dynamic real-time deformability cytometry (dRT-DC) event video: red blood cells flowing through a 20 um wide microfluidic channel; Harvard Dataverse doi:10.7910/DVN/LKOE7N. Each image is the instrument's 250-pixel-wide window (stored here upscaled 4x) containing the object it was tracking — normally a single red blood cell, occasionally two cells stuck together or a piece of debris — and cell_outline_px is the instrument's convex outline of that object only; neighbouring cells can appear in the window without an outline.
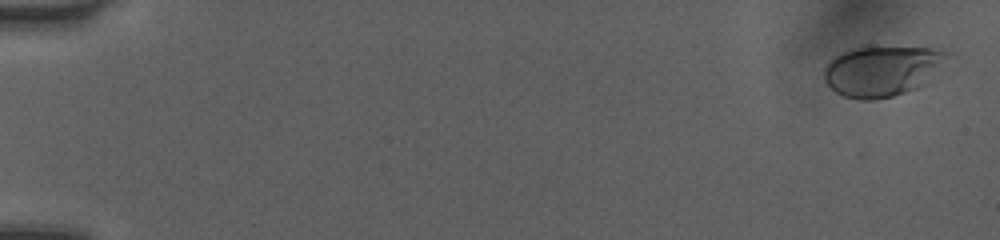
{"species": "human", "species_latin": "Homo sapiens", "temperature_condition": "room temperature", "stored_images_in_passage": 52, "camera_frame_rate_fps": 3000, "um_per_image_px": 0.085, "donor": {"sex": "female"}, "frame": {"image": 1, "passage_image": 2, "time_ms": 0.333, "image_size_px": [1000, 240], "cell_outline_px": [[948, 52], [920, 84], [916, 88], [892, 96], [872, 100], [860, 100], [844, 96], [836, 92], [824, 80], [824, 68], [836, 56], [844, 52], [856, 48], [928, 48]], "centroid_in_image_um": [74.82, 6.05], "position_along_channel_um": 10.2, "area_um2": 34.22}}
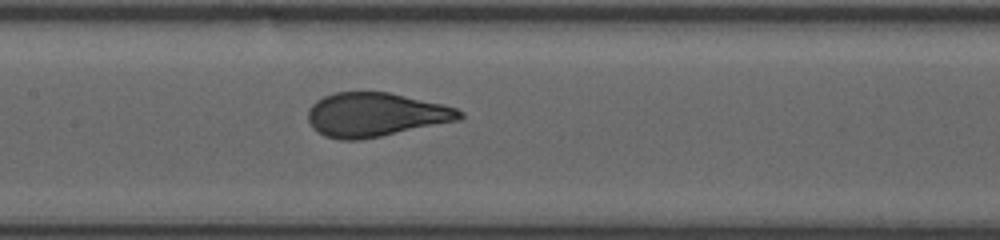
{"frame": {"image": 2, "passage_image": 27, "time_ms": 8.667, "image_size_px": [1000, 240], "cell_outline_px": [[464, 116], [460, 120], [360, 140], [340, 140], [324, 136], [312, 128], [308, 120], [308, 108], [316, 100], [324, 96], [336, 92], [388, 92], [444, 104], [456, 108], [464, 112]], "centroid_in_image_um": [31.91, 9.75], "position_along_channel_um": 175.5, "area_um2": 38.96}}
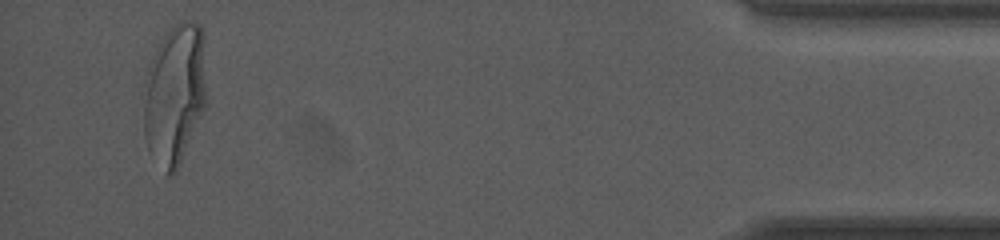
{"frame": {"image": 3, "passage_image": 50, "time_ms": 16.333, "image_size_px": [1000, 240], "cell_outline_px": [[204, 108], [176, 172], [172, 176], [168, 176], [148, 152], [144, 136], [144, 80], [152, 56], [156, 48], [164, 36], [180, 20], [196, 20], [200, 24], [204, 88]], "centroid_in_image_um": [14.78, 8.05], "position_along_channel_um": 420.4, "area_um2": 50.63}, "authors_computed_cell_mechanics": {"area_um2": 38.8705, "velocity_mm_per_s": 4.0605, "shape_relaxation_time_tau1_ms": 3.7287, "shape_relaxation_time_tau2_ms": null, "deformation_change_tau1": 0.1911, "deformation_change_tau2": null}}